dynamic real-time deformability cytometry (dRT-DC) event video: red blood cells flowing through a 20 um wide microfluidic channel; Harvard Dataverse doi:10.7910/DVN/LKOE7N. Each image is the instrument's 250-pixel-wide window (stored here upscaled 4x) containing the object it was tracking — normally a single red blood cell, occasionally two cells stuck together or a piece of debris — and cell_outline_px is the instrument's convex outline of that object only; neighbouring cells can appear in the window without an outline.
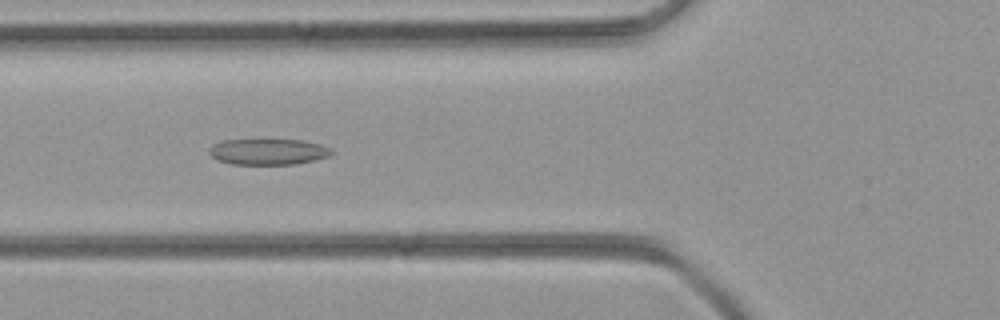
{"species": "common noctule bat (a hibernating species)", "species_latin": "Nyctalus noctula", "temperature_condition": "room temperature", "stored_images_in_passage": 50, "camera_frame_rate_fps": 3000, "um_per_image_px": 0.085, "animal": {"sex": "female", "body_mass_g": 21.9}, "frame": {"image": 1, "passage_image": 18, "time_ms": 5.667, "image_size_px": [1000, 320], "cell_outline_px": [[332, 152], [328, 156], [296, 164], [232, 164], [216, 160], [208, 152], [208, 148], [212, 144], [224, 140], [304, 140], [320, 144], [332, 148]], "centroid_in_image_um": [22.75, 12.89], "position_along_channel_um": 103.0, "area_um2": 18.5}}
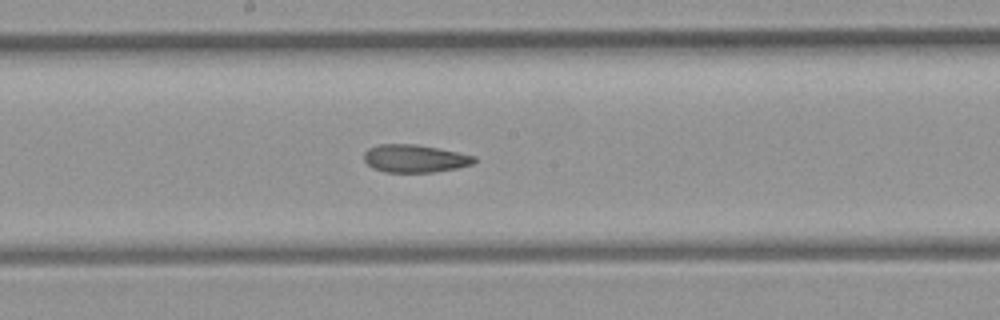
{"frame": {"image": 2, "passage_image": 26, "time_ms": 8.333, "image_size_px": [1000, 320], "cell_outline_px": [[476, 160], [472, 164], [456, 168], [432, 172], [384, 172], [372, 168], [364, 160], [364, 152], [368, 148], [380, 144], [416, 144], [476, 156]], "centroid_in_image_um": [35.22, 13.47], "position_along_channel_um": 213.0, "area_um2": 17.74}}
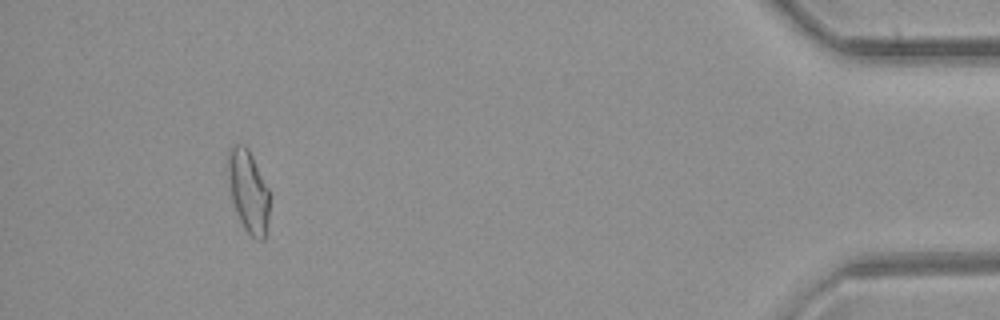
{"frame": {"image": 3, "passage_image": 46, "time_ms": 15.0, "image_size_px": [1000, 320], "cell_outline_px": [[268, 220], [264, 240], [256, 240], [244, 228], [240, 220], [232, 200], [228, 176], [228, 152], [232, 144], [244, 144], [248, 148], [268, 188]], "centroid_in_image_um": [21.1, 16.24], "position_along_channel_um": 414.1, "area_um2": 19.59}}